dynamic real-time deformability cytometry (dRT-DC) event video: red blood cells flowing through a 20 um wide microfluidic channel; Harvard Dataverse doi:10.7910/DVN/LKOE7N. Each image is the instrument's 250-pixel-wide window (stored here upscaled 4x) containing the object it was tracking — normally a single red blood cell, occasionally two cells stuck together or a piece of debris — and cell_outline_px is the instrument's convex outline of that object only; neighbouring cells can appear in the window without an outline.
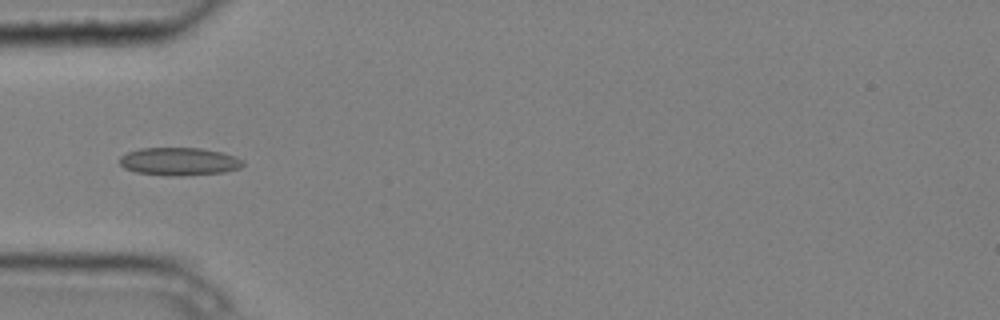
{"species": "common noctule bat (a hibernating species)", "species_latin": "Nyctalus noctula", "temperature_condition": "cold", "stored_images_in_passage": 7, "camera_frame_rate_fps": 3000, "um_per_image_px": 0.085, "animal": {"sex": "male", "body_mass_g": 20.4}, "frame": {"image": 1, "passage_image": 4, "time_ms": 1.0, "image_size_px": [1000, 320], "cell_outline_px": [[244, 164], [240, 168], [224, 172], [172, 176], [168, 176], [136, 172], [124, 168], [120, 164], [120, 156], [128, 152], [140, 148], [200, 148], [220, 152], [236, 156], [244, 160]], "centroid_in_image_um": [15.23, 13.72], "position_along_channel_um": 69.8, "area_um2": 20.0}}
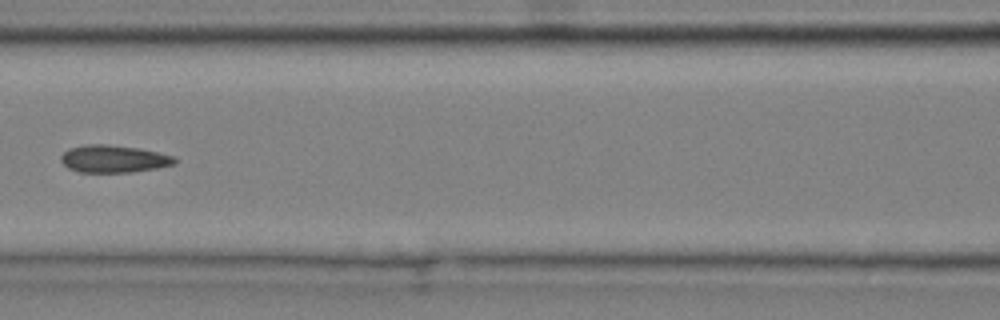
{"frame": {"image": 2, "passage_image": 6, "time_ms": 1.667, "image_size_px": [1000, 320], "cell_outline_px": [[176, 164], [156, 168], [132, 172], [80, 172], [68, 168], [60, 160], [60, 156], [68, 148], [84, 144], [108, 144], [140, 148], [172, 156], [176, 160]], "centroid_in_image_um": [9.62, 13.49], "position_along_channel_um": 157.0, "area_um2": 18.21}}
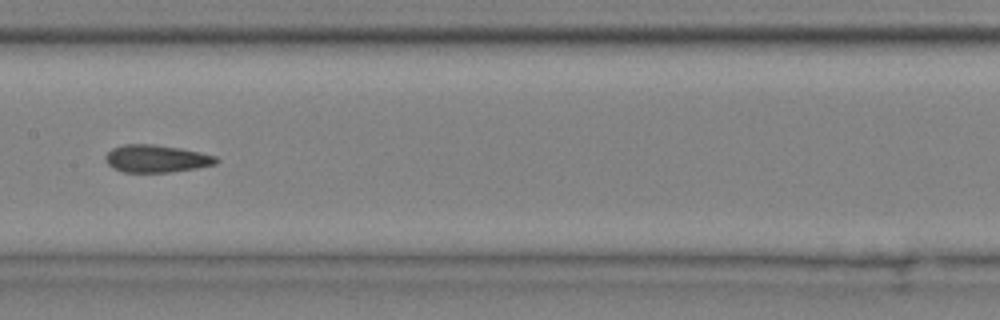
{"frame": {"image": 3, "passage_image": 7, "time_ms": 2.0, "image_size_px": [1000, 320], "cell_outline_px": [[220, 160], [216, 164], [196, 168], [168, 172], [124, 172], [112, 168], [104, 160], [104, 156], [112, 148], [124, 144], [156, 144], [180, 148], [200, 152], [216, 156]], "centroid_in_image_um": [13.28, 13.48], "position_along_channel_um": 194.1, "area_um2": 17.86}}